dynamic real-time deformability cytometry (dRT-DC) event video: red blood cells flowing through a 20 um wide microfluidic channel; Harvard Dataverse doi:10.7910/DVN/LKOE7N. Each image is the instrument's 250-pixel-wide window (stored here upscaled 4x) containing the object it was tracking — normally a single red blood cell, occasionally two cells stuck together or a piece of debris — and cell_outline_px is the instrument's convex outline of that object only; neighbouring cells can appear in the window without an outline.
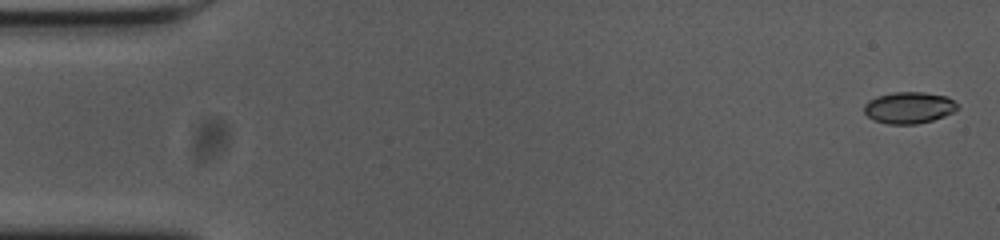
{"species": "common noctule bat (a hibernating species)", "species_latin": "Nyctalus noctula", "temperature_condition": "cold", "stored_images_in_passage": 56, "camera_frame_rate_fps": 3000, "um_per_image_px": 0.085, "animal": {"sex": "female", "body_mass_g": 23.0, "forearm_length_mm": 53.4}, "frame": {"image": 1, "passage_image": 2, "time_ms": 0.333, "image_size_px": [1000, 240], "cell_outline_px": [[960, 108], [944, 116], [932, 120], [916, 124], [888, 124], [876, 120], [868, 116], [864, 112], [864, 104], [868, 100], [876, 96], [896, 92], [924, 92], [948, 96], [960, 104]], "centroid_in_image_um": [77.3, 9.14], "position_along_channel_um": 7.7, "area_um2": 17.28}}
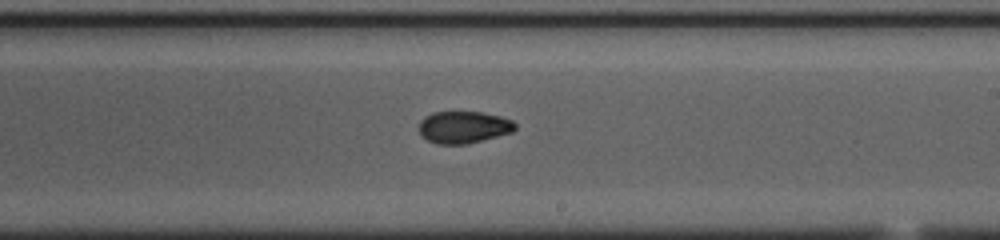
{"frame": {"image": 2, "passage_image": 33, "time_ms": 10.667, "image_size_px": [1000, 240], "cell_outline_px": [[516, 128], [512, 132], [464, 144], [436, 144], [428, 140], [420, 132], [420, 120], [424, 116], [432, 112], [480, 112], [500, 116], [512, 120], [516, 124]], "centroid_in_image_um": [39.4, 10.8], "position_along_channel_um": 249.6, "area_um2": 17.74}}
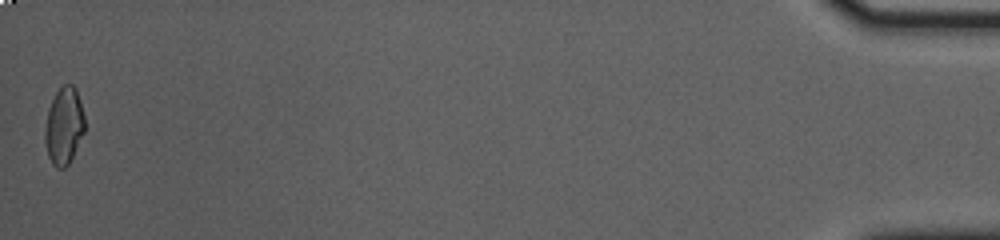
{"frame": {"image": 3, "passage_image": 56, "time_ms": 18.333, "image_size_px": [1000, 240], "cell_outline_px": [[84, 132], [68, 164], [64, 168], [56, 168], [52, 164], [48, 156], [44, 140], [44, 132], [48, 108], [56, 92], [64, 84], [72, 84], [76, 88], [80, 100], [84, 116]], "centroid_in_image_um": [5.42, 10.7], "position_along_channel_um": 429.8, "area_um2": 17.8}, "authors_computed_cell_mechanics": {"area_um2": 17.8024, "velocity_mm_per_s": 3.6616, "shape_relaxation_time_tau1_ms": null, "shape_relaxation_time_tau2_ms": 2.2632, "deformation_change_tau1": null, "deformation_change_tau2": 0.0618}}